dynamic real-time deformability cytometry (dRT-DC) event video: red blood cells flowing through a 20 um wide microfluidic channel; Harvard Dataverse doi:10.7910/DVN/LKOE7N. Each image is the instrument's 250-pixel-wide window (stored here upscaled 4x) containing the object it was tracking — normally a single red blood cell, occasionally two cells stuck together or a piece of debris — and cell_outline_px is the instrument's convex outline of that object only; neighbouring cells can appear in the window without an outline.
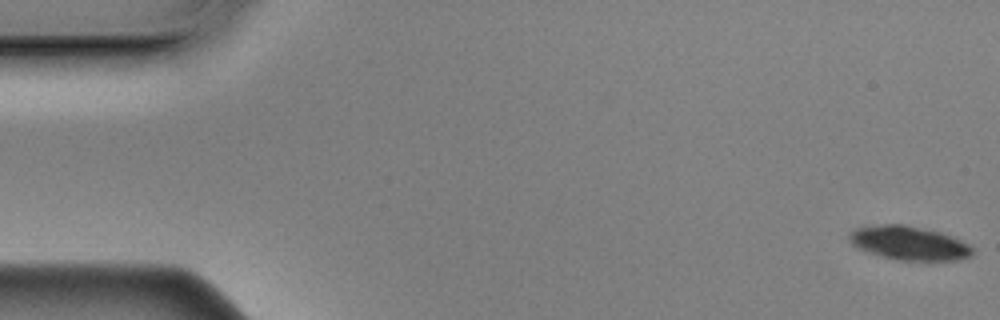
{"species": "Egyptian fruit bat (a non-hibernating species)", "species_latin": "Rousettus aegyptiacus", "temperature_condition": "cold", "stored_images_in_passage": 58, "camera_frame_rate_fps": 3000, "um_per_image_px": 0.085, "animal": {"sex": "male"}, "frame": {"image": 1, "passage_image": 1, "time_ms": 0.0, "image_size_px": [1000, 320], "cell_outline_px": [[972, 256], [956, 260], [896, 260], [880, 256], [868, 252], [852, 244], [848, 240], [848, 232], [856, 228], [872, 224], [904, 224], [936, 232], [960, 240], [968, 244], [972, 248]], "centroid_in_image_um": [77.19, 20.66], "position_along_channel_um": 7.8, "area_um2": 24.1}}
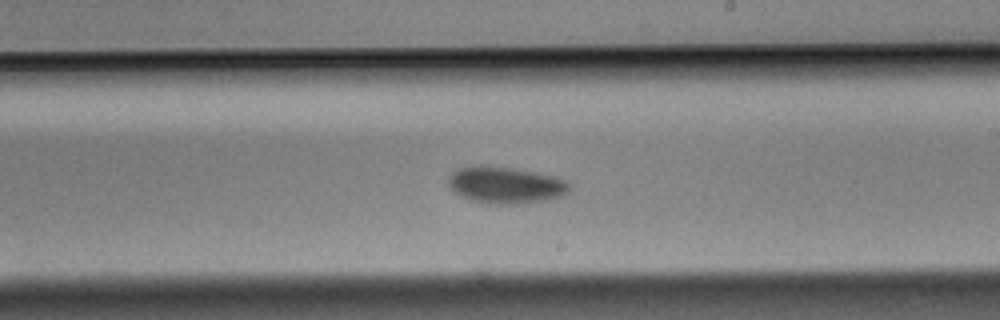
{"frame": {"image": 2, "passage_image": 33, "time_ms": 10.667, "image_size_px": [1000, 320], "cell_outline_px": [[572, 188], [564, 196], [552, 200], [524, 204], [488, 204], [472, 200], [460, 196], [448, 184], [448, 176], [452, 172], [460, 168], [476, 164], [488, 164], [512, 168], [556, 176], [568, 180], [572, 184]], "centroid_in_image_um": [43.05, 15.73], "position_along_channel_um": 246.0, "area_um2": 26.76}}
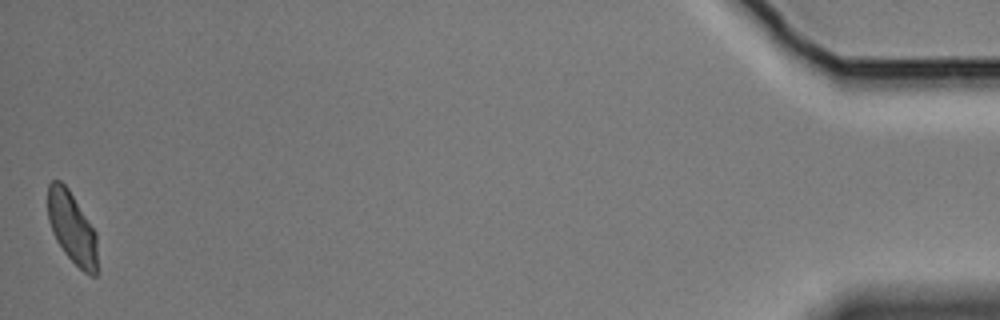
{"frame": {"image": 3, "passage_image": 57, "time_ms": 18.667, "image_size_px": [1000, 320], "cell_outline_px": [[96, 276], [92, 276], [84, 272], [64, 252], [56, 240], [52, 232], [48, 220], [48, 184], [52, 180], [60, 180], [68, 188], [96, 232]], "centroid_in_image_um": [6.1, 19.33], "position_along_channel_um": 429.1, "area_um2": 20.46}, "authors_computed_cell_mechanics": {"area_um2": 25.3453, "velocity_mm_per_s": 3.4903, "shape_relaxation_time_tau1_ms": 2.9105, "shape_relaxation_time_tau2_ms": 9.3799, "deformation_change_tau1": 0.0692, "deformation_change_tau2": 0.1409}}